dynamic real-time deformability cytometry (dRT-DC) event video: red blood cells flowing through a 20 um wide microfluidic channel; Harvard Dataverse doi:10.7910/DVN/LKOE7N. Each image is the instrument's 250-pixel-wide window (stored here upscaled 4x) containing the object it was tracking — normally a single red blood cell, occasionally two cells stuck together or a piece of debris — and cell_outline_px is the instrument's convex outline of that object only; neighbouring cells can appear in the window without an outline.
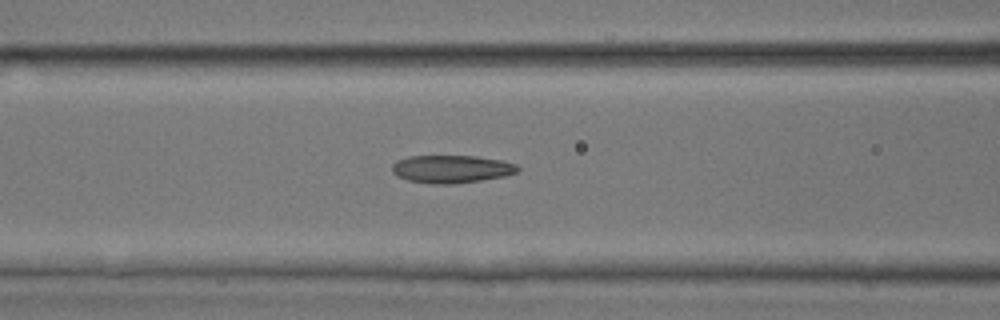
{"species": "common noctule bat (a hibernating species)", "species_latin": "Nyctalus noctula", "temperature_condition": "room temperature", "stored_images_in_passage": 14, "camera_frame_rate_fps": 3000, "um_per_image_px": 0.085, "animal": {"sex": "male", "body_mass_g": 17.9, "forearm_length_mm": 54.2}, "frame": {"image": 1, "passage_image": 7, "time_ms": 2.0, "image_size_px": [1000, 320], "cell_outline_px": [[520, 172], [504, 176], [480, 180], [452, 184], [432, 184], [408, 180], [396, 176], [392, 172], [392, 164], [396, 160], [408, 156], [476, 156], [504, 160], [516, 164], [520, 168]], "centroid_in_image_um": [38.38, 14.36], "position_along_channel_um": 128.2, "area_um2": 20.58}}
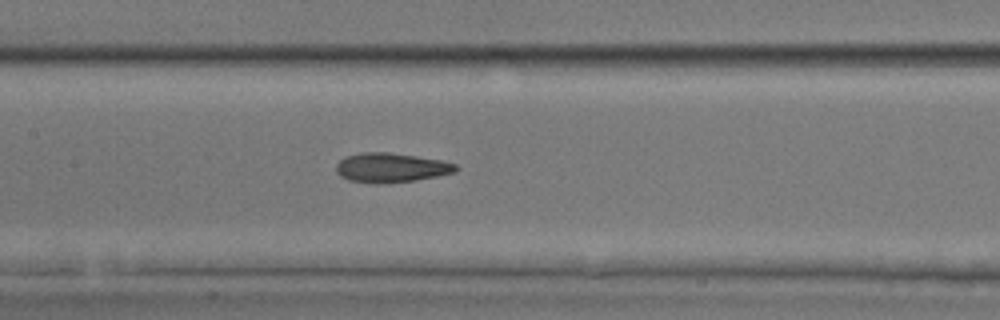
{"frame": {"image": 2, "passage_image": 10, "time_ms": 3.0, "image_size_px": [1000, 320], "cell_outline_px": [[460, 168], [456, 172], [416, 180], [380, 184], [376, 184], [348, 180], [340, 176], [336, 172], [336, 164], [344, 156], [360, 152], [388, 152], [416, 156], [440, 160], [456, 164]], "centroid_in_image_um": [33.21, 14.25], "position_along_channel_um": 174.2, "area_um2": 20.69}}